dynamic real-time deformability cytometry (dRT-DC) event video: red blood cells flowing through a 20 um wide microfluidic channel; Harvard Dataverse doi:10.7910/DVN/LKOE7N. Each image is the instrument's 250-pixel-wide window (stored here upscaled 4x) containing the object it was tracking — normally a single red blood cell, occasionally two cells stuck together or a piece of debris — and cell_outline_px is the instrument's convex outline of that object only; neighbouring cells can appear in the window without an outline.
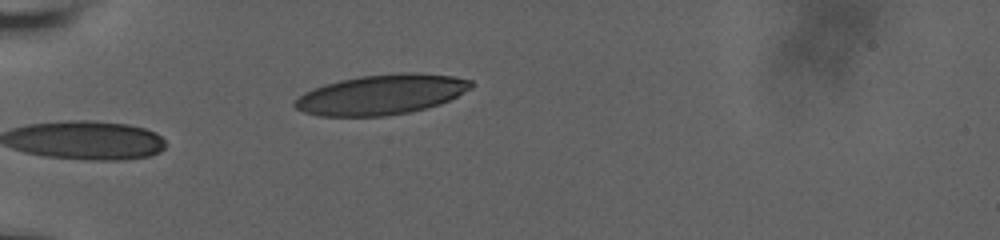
{"species": "human", "species_latin": "Homo sapiens", "temperature_condition": "room temperature", "stored_images_in_passage": 27, "camera_frame_rate_fps": 3000, "um_per_image_px": 0.085, "donor": {"sex": "male"}, "frame": {"image": 1, "passage_image": 1, "time_ms": 0.0, "image_size_px": [1000, 240], "cell_outline_px": [[476, 84], [472, 88], [440, 104], [408, 112], [384, 116], [320, 116], [304, 112], [296, 108], [292, 104], [292, 100], [304, 92], [312, 88], [324, 84], [340, 80], [360, 76], [404, 72], [416, 72], [452, 76], [472, 80]], "centroid_in_image_um": [32.39, 8.03], "position_along_channel_um": 52.6, "area_um2": 41.27}}
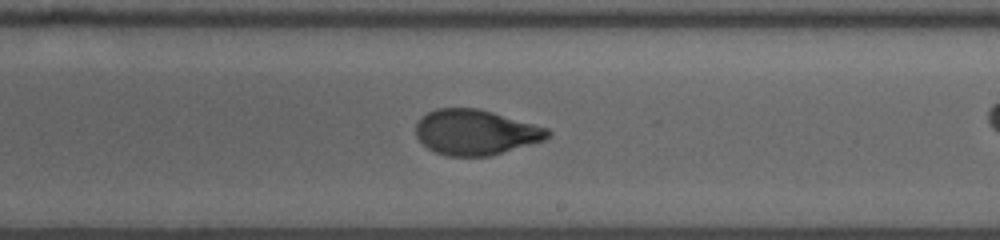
{"frame": {"image": 2, "passage_image": 15, "time_ms": 4.667, "image_size_px": [1000, 240], "cell_outline_px": [[552, 136], [544, 140], [488, 156], [444, 156], [428, 148], [416, 136], [416, 124], [428, 112], [436, 108], [476, 108], [492, 112], [548, 128], [552, 132]], "centroid_in_image_um": [40.43, 11.24], "position_along_channel_um": 248.6, "area_um2": 34.51}}
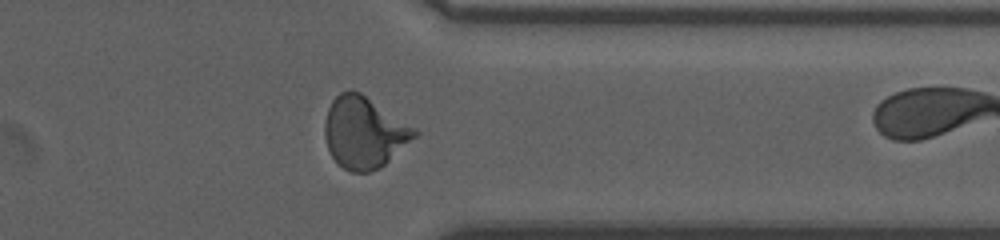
{"frame": {"image": 3, "passage_image": 26, "time_ms": 8.333, "image_size_px": [1000, 240], "cell_outline_px": [[420, 132], [416, 136], [380, 168], [368, 172], [348, 172], [332, 156], [328, 148], [324, 136], [324, 124], [328, 108], [332, 100], [340, 92], [352, 88], [360, 92], [416, 128]], "centroid_in_image_um": [30.93, 11.24], "position_along_channel_um": 380.5, "area_um2": 37.28}}